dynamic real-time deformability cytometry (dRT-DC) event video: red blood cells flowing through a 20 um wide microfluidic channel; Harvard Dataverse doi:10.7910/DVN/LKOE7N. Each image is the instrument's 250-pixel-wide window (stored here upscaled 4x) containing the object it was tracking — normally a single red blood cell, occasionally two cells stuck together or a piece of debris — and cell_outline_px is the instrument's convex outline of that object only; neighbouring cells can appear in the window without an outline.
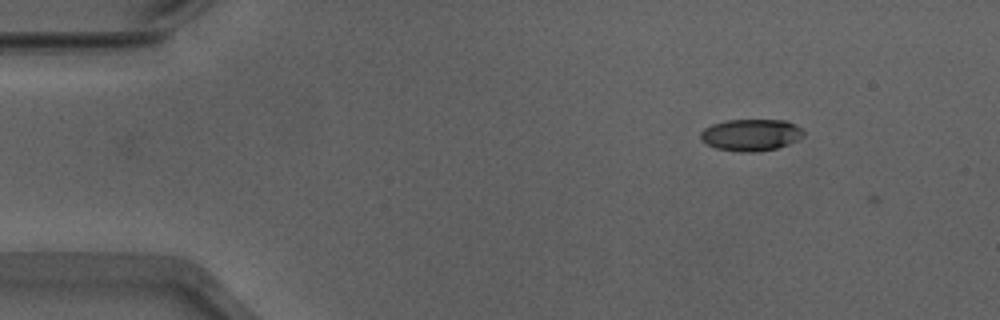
{"species": "Egyptian fruit bat (a non-hibernating species)", "species_latin": "Rousettus aegyptiacus", "temperature_condition": "warm", "stored_images_in_passage": 4, "camera_frame_rate_fps": 3000, "um_per_image_px": 0.085, "animal": {"sex": "male"}, "frame": {"image": 1, "passage_image": 1, "time_ms": 0.0, "image_size_px": [1000, 320], "cell_outline_px": [[804, 136], [788, 144], [776, 148], [752, 152], [740, 152], [716, 148], [700, 140], [700, 132], [704, 128], [712, 124], [728, 120], [784, 120], [796, 124], [804, 132]], "centroid_in_image_um": [63.81, 11.46], "position_along_channel_um": 21.2, "area_um2": 19.02}}